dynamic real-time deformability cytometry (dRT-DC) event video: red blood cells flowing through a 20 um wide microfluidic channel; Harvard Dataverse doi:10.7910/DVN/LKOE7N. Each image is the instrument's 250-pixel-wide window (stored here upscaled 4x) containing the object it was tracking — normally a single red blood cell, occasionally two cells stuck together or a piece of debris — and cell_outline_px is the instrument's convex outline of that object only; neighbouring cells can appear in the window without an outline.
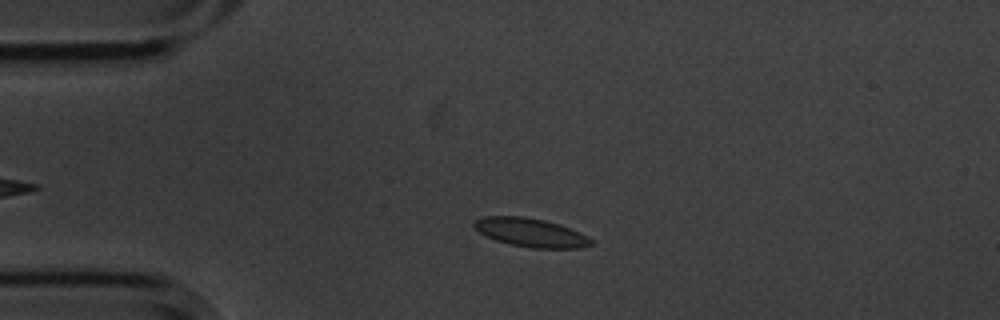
{"species": "common noctule bat (a hibernating species)", "species_latin": "Nyctalus noctula", "temperature_condition": "cold", "stored_images_in_passage": 46, "camera_frame_rate_fps": 3000, "um_per_image_px": 0.085, "animal": {"sex": "male", "body_mass_g": 20.1, "forearm_length_mm": 53.5}, "frame": {"image": 1, "passage_image": 9, "time_ms": 2.667, "image_size_px": [1000, 320], "cell_outline_px": [[592, 244], [580, 248], [532, 248], [508, 244], [496, 240], [480, 232], [472, 224], [472, 220], [484, 216], [524, 216], [544, 220], [560, 224], [580, 232], [588, 236], [592, 240]], "centroid_in_image_um": [45.11, 19.76], "position_along_channel_um": 39.9, "area_um2": 19.59}}
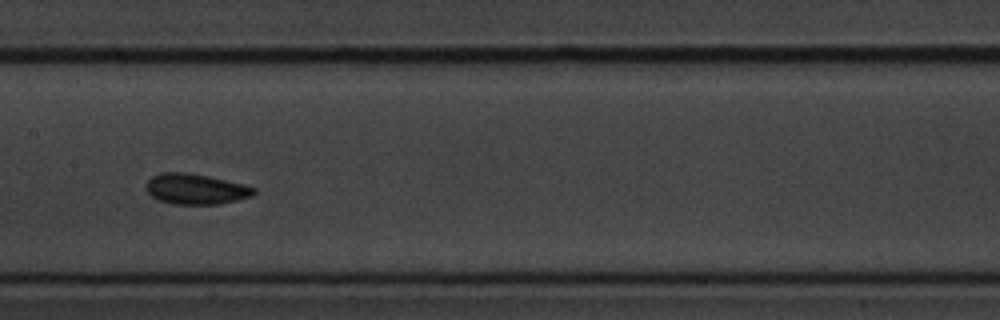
{"frame": {"image": 2, "passage_image": 24, "time_ms": 7.667, "image_size_px": [1000, 320], "cell_outline_px": [[256, 192], [252, 196], [220, 204], [172, 204], [160, 200], [152, 196], [148, 192], [144, 184], [152, 176], [160, 172], [188, 172], [208, 176], [244, 184], [256, 188]], "centroid_in_image_um": [16.63, 16.06], "position_along_channel_um": 190.8, "area_um2": 19.25}}
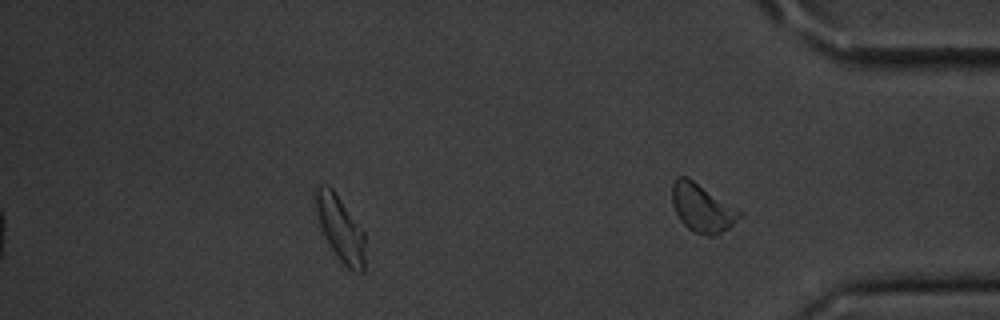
{"frame": {"image": 3, "passage_image": 40, "time_ms": 13.0, "image_size_px": [1000, 320], "cell_outline_px": [[364, 272], [356, 272], [348, 268], [340, 260], [324, 236], [312, 208], [312, 192], [316, 188], [324, 184], [328, 184], [332, 188], [364, 232]], "centroid_in_image_um": [28.84, 19.35], "position_along_channel_um": 406.4, "area_um2": 19.02}, "authors_computed_cell_mechanics": {"area_um2": 19.0162, "velocity_mm_per_s": 3.5449, "shape_relaxation_time_tau1_ms": 1.63, "shape_relaxation_time_tau2_ms": 2.5242, "deformation_change_tau1": 0.085, "deformation_change_tau2": 0.0425}}